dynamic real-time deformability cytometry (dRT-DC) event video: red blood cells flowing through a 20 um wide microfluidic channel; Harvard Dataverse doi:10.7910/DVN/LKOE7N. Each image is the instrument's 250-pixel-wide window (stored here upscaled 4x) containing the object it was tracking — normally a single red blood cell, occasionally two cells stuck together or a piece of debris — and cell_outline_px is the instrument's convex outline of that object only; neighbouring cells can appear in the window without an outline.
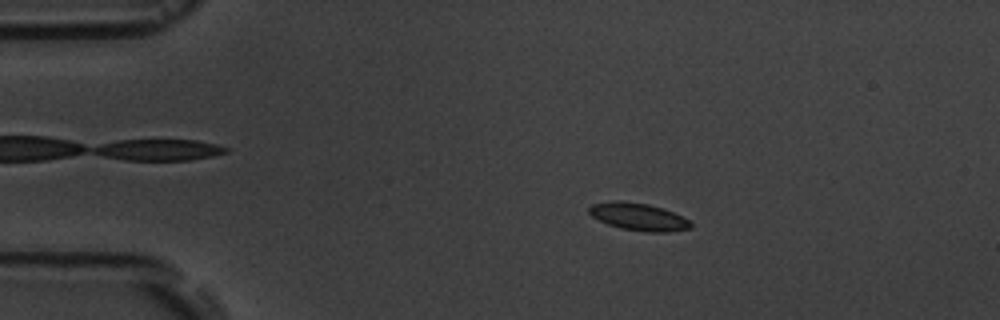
{"species": "common noctule bat (a hibernating species)", "species_latin": "Nyctalus noctula", "temperature_condition": "room temperature", "stored_images_in_passage": 16, "camera_frame_rate_fps": 3000, "um_per_image_px": 0.085, "animal": {"sex": "male", "body_mass_g": 19.5, "forearm_length_mm": 54.6}, "frame": {"image": 1, "passage_image": 3, "time_ms": 2.0, "image_size_px": [1000, 320], "cell_outline_px": [[692, 228], [668, 232], [648, 232], [620, 228], [608, 224], [592, 216], [588, 212], [588, 208], [592, 204], [612, 200], [620, 200], [648, 204], [664, 208], [688, 220], [692, 224]], "centroid_in_image_um": [54.25, 18.41], "position_along_channel_um": 30.7, "area_um2": 16.24}}
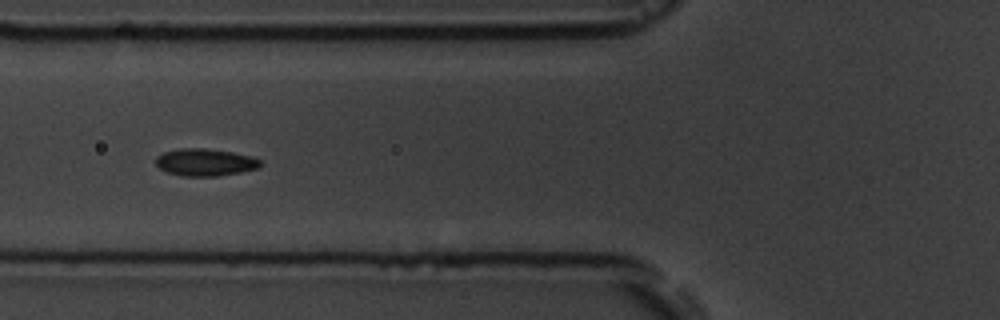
{"frame": {"image": 2, "passage_image": 6, "time_ms": 5.667, "image_size_px": [1000, 320], "cell_outline_px": [[260, 168], [240, 172], [216, 176], [180, 176], [168, 172], [160, 168], [156, 164], [156, 156], [164, 152], [180, 148], [204, 148], [232, 152], [252, 156], [260, 160]], "centroid_in_image_um": [17.43, 13.79], "position_along_channel_um": 108.4, "area_um2": 16.59}}
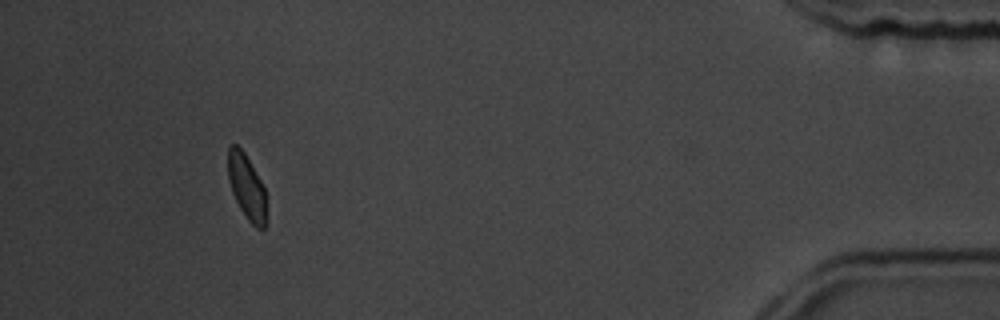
{"frame": {"image": 3, "passage_image": 15, "time_ms": 16.0, "image_size_px": [1000, 320], "cell_outline_px": [[264, 228], [256, 228], [248, 220], [240, 208], [232, 192], [228, 180], [228, 144], [236, 144], [244, 152], [260, 180], [264, 188]], "centroid_in_image_um": [20.91, 15.82], "position_along_channel_um": 414.3, "area_um2": 14.05}, "authors_computed_cell_mechanics": {"area_um2": 15.8372, "velocity_mm_per_s": 3.5865, "shape_relaxation_time_tau1_ms": 3.0777, "shape_relaxation_time_tau2_ms": null, "deformation_change_tau1": 0.065, "deformation_change_tau2": null}}